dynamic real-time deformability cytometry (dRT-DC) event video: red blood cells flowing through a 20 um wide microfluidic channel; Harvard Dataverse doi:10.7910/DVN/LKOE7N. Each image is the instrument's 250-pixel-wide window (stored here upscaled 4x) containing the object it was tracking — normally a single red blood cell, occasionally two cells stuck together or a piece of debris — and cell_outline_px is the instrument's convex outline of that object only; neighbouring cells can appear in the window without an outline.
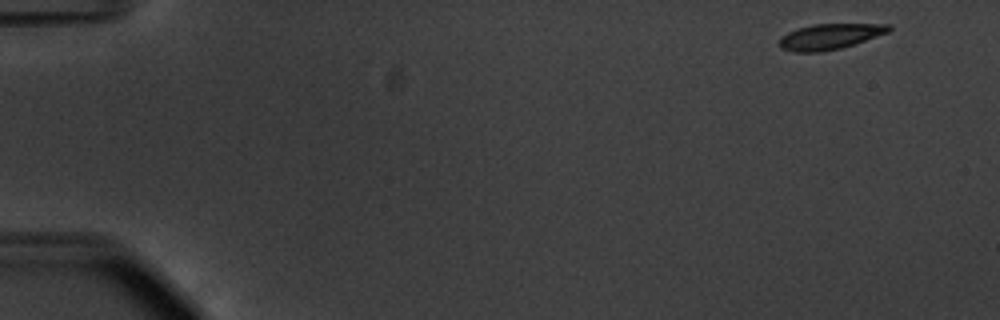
{"species": "common noctule bat (a hibernating species)", "species_latin": "Nyctalus noctula", "temperature_condition": "warm", "stored_images_in_passage": 52, "camera_frame_rate_fps": 3000, "um_per_image_px": 0.085, "animal": {"sex": "male", "body_mass_g": 20.1, "forearm_length_mm": 53.5}, "frame": {"image": 1, "passage_image": 1, "time_ms": 0.0, "image_size_px": [1000, 320], "cell_outline_px": [[892, 28], [888, 32], [840, 48], [820, 52], [792, 52], [780, 48], [780, 36], [788, 32], [812, 24], [892, 24]], "centroid_in_image_um": [70.5, 3.1], "position_along_channel_um": 14.5, "area_um2": 16.13}}
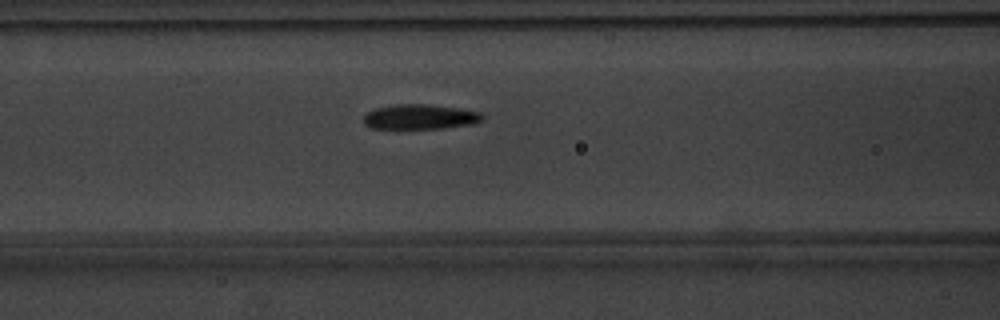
{"frame": {"image": 2, "passage_image": 21, "time_ms": 6.667, "image_size_px": [1000, 320], "cell_outline_px": [[484, 120], [472, 124], [444, 128], [372, 128], [364, 124], [364, 116], [368, 112], [376, 108], [392, 104], [428, 104], [460, 108], [480, 112], [484, 116]], "centroid_in_image_um": [35.74, 9.92], "position_along_channel_um": 130.9, "area_um2": 17.28}}
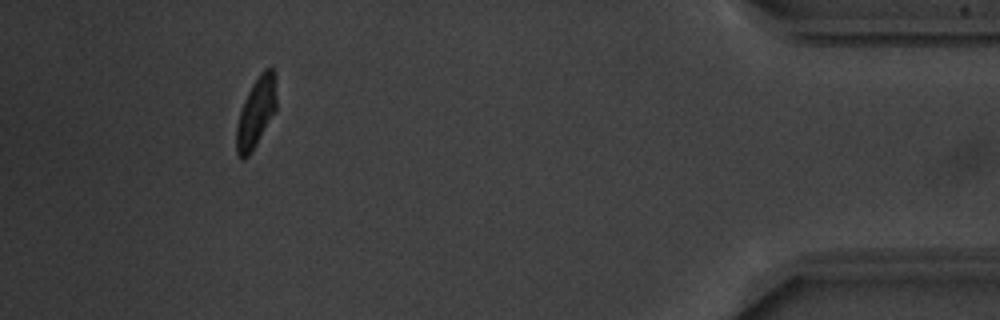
{"frame": {"image": 3, "passage_image": 48, "time_ms": 15.667, "image_size_px": [1000, 320], "cell_outline_px": [[276, 112], [252, 152], [244, 160], [240, 160], [236, 152], [236, 124], [244, 100], [252, 84], [260, 72], [264, 68], [272, 68], [276, 72]], "centroid_in_image_um": [21.78, 9.57], "position_along_channel_um": 413.4, "area_um2": 16.76}, "authors_computed_cell_mechanics": {"area_um2": 17.3689, "velocity_mm_per_s": 3.741, "shape_relaxation_time_tau1_ms": 3.3295, "shape_relaxation_time_tau2_ms": 1.2327, "deformation_change_tau1": 0.143, "deformation_change_tau2": 0.0724}}